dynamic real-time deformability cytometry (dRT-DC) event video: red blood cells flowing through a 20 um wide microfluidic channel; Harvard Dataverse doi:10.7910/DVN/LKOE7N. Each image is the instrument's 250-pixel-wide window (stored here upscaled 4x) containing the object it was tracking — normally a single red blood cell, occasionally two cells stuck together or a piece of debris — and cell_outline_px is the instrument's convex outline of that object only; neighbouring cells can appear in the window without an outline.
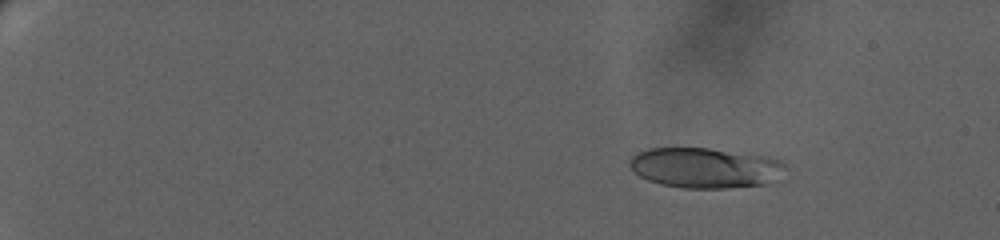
{"species": "human", "species_latin": "Homo sapiens", "temperature_condition": "warm", "stored_images_in_passage": 70, "camera_frame_rate_fps": 3000, "um_per_image_px": 0.085, "donor": {"sex": "female"}, "frame": {"image": 1, "passage_image": 11, "time_ms": 3.333, "image_size_px": [1000, 240], "cell_outline_px": [[788, 168], [780, 180], [768, 184], [728, 188], [680, 188], [660, 184], [648, 180], [640, 176], [628, 164], [628, 160], [636, 152], [648, 148], [708, 148], [752, 152], [768, 156], [780, 160]], "centroid_in_image_um": [60.03, 14.25], "position_along_channel_um": 25.0, "area_um2": 37.63}}
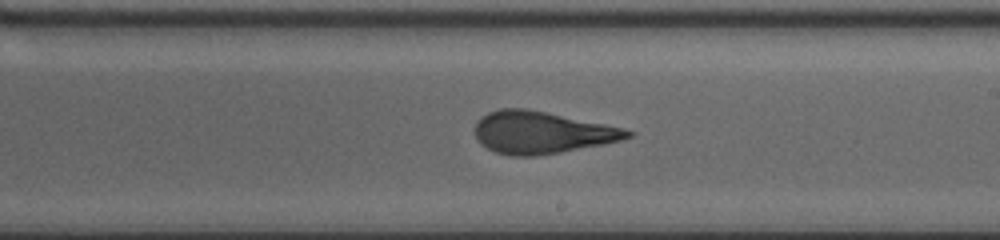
{"frame": {"image": 2, "passage_image": 39, "time_ms": 14.667, "image_size_px": [1000, 240], "cell_outline_px": [[636, 132], [632, 136], [620, 140], [560, 152], [536, 156], [512, 156], [496, 152], [480, 144], [476, 140], [476, 120], [480, 116], [488, 112], [500, 108], [524, 108], [624, 128]], "centroid_in_image_um": [45.99, 11.26], "position_along_channel_um": 243.0, "area_um2": 37.11}}
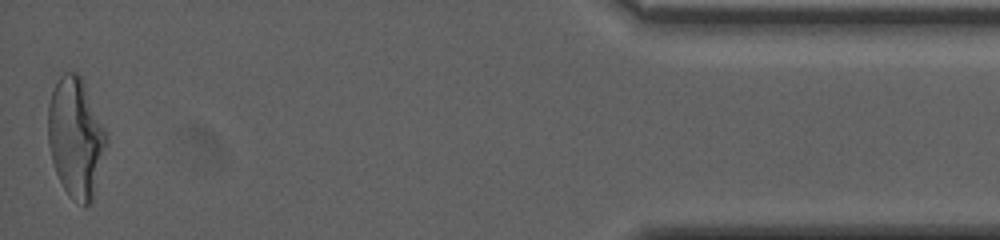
{"frame": {"image": 3, "passage_image": 70, "time_ms": 22.333, "image_size_px": [1000, 240], "cell_outline_px": [[108, 144], [92, 200], [84, 208], [72, 200], [68, 196], [56, 172], [52, 160], [48, 144], [48, 104], [52, 92], [60, 76], [64, 72], [76, 72], [84, 80], [108, 132]], "centroid_in_image_um": [6.47, 11.69], "position_along_channel_um": 428.7, "area_um2": 41.38}, "authors_computed_cell_mechanics": {"area_um2": 37.5989, "velocity_mm_per_s": 3.2287, "shape_relaxation_time_tau1_ms": 8.0148, "shape_relaxation_time_tau2_ms": 1.4913, "deformation_change_tau1": 0.2771, "deformation_change_tau2": 0.1097}}